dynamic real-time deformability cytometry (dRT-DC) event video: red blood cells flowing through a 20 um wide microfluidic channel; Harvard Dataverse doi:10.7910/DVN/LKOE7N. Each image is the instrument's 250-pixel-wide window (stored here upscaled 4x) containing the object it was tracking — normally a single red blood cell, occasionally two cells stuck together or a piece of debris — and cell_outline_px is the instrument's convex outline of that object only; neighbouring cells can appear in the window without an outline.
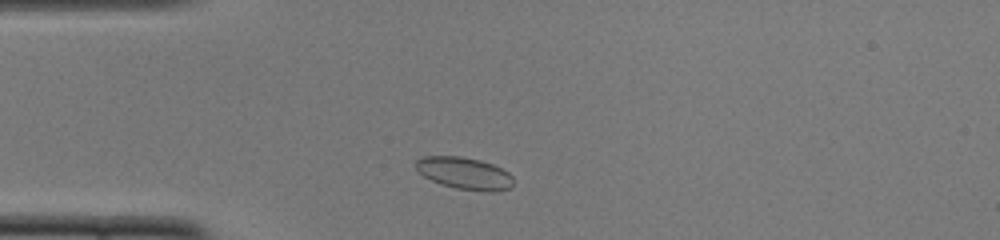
{"species": "common noctule bat (a hibernating species)", "species_latin": "Nyctalus noctula", "temperature_condition": "cold", "stored_images_in_passage": 43, "camera_frame_rate_fps": 3000, "um_per_image_px": 0.085, "animal": {"sex": "female", "body_mass_g": 22.0, "forearm_length_mm": 56.7}, "frame": {"image": 1, "passage_image": 4, "time_ms": 1.0, "image_size_px": [1000, 240], "cell_outline_px": [[512, 188], [492, 192], [484, 192], [456, 188], [440, 184], [424, 176], [416, 168], [416, 160], [424, 156], [460, 156], [480, 160], [492, 164], [508, 172], [512, 176]], "centroid_in_image_um": [39.49, 14.73], "position_along_channel_um": 45.5, "area_um2": 18.21}}
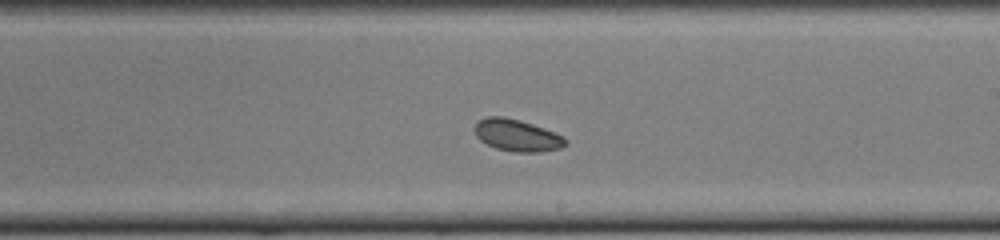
{"frame": {"image": 2, "passage_image": 21, "time_ms": 6.667, "image_size_px": [1000, 240], "cell_outline_px": [[568, 144], [560, 148], [540, 152], [516, 152], [496, 148], [480, 140], [476, 136], [472, 128], [476, 120], [484, 116], [504, 116], [520, 120], [556, 132], [564, 136], [568, 140]], "centroid_in_image_um": [43.92, 11.48], "position_along_channel_um": 245.1, "area_um2": 17.28}}
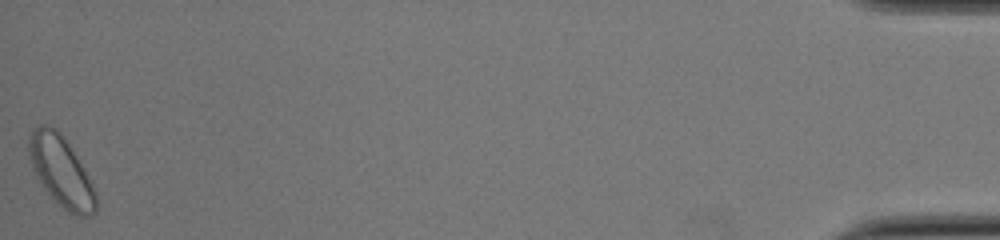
{"frame": {"image": 3, "passage_image": 43, "time_ms": 14.0, "image_size_px": [1000, 240], "cell_outline_px": [[96, 212], [92, 216], [76, 216], [68, 212], [44, 188], [32, 168], [28, 156], [28, 136], [40, 124], [48, 124], [56, 128], [64, 136], [92, 184], [96, 192]], "centroid_in_image_um": [5.18, 14.55], "position_along_channel_um": 430.0, "area_um2": 27.17}}